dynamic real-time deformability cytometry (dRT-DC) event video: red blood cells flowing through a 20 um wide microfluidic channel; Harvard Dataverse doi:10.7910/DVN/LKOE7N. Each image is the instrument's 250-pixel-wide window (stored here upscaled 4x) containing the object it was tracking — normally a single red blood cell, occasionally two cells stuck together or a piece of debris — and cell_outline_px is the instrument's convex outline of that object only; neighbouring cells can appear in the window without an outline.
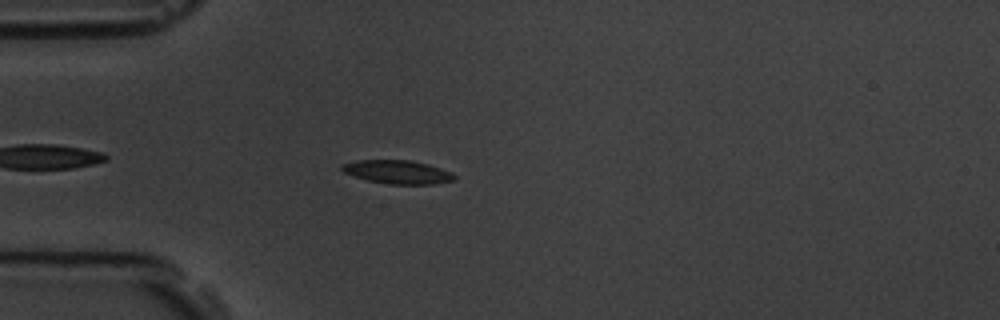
{"species": "common noctule bat (a hibernating species)", "species_latin": "Nyctalus noctula", "temperature_condition": "room temperature", "stored_images_in_passage": 2, "camera_frame_rate_fps": 3000, "um_per_image_px": 0.085, "animal": {"sex": "male", "body_mass_g": 19.5, "forearm_length_mm": 54.6}, "frame": {"image": 1, "passage_image": 2, "time_ms": 1.0, "image_size_px": [1000, 320], "cell_outline_px": [[456, 180], [436, 184], [388, 184], [368, 180], [344, 172], [340, 168], [340, 164], [356, 160], [412, 160], [428, 164], [452, 172], [456, 176]], "centroid_in_image_um": [33.82, 14.61], "position_along_channel_um": 51.2, "area_um2": 15.49}}